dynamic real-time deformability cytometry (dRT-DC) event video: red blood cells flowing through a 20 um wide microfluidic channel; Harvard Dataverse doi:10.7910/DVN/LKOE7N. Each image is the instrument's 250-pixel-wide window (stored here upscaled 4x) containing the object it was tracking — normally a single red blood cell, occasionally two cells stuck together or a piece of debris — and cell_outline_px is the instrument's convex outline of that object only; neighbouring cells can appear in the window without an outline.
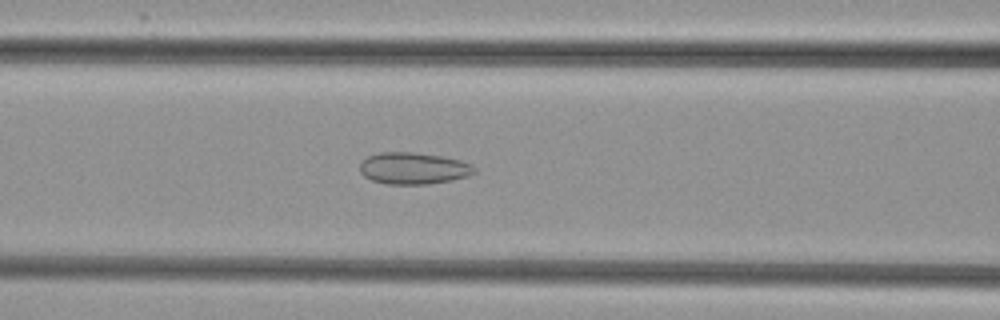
{"species": "common noctule bat (a hibernating species)", "species_latin": "Nyctalus noctula", "temperature_condition": "cold", "stored_images_in_passage": 41, "camera_frame_rate_fps": 3000, "um_per_image_px": 0.085, "animal": {"sex": "female", "body_mass_g": 29.2, "forearm_length_mm": 56.3}, "frame": {"image": 1, "passage_image": 10, "time_ms": 3.0, "image_size_px": [1000, 320], "cell_outline_px": [[476, 172], [468, 176], [452, 180], [428, 184], [388, 184], [372, 180], [364, 176], [360, 172], [360, 164], [368, 156], [380, 152], [412, 152], [444, 156], [460, 160], [472, 164], [476, 168]], "centroid_in_image_um": [35.17, 14.3], "position_along_channel_um": 131.4, "area_um2": 21.27}}
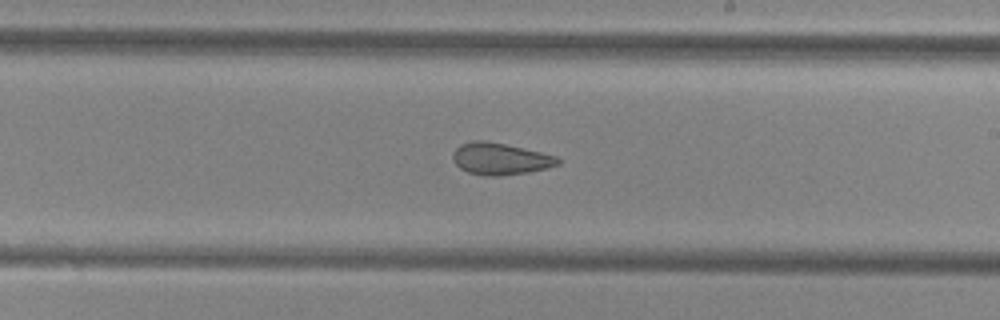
{"frame": {"image": 2, "passage_image": 19, "time_ms": 6.0, "image_size_px": [1000, 320], "cell_outline_px": [[560, 164], [548, 168], [528, 172], [500, 176], [484, 176], [468, 172], [460, 168], [452, 160], [452, 156], [456, 148], [460, 144], [472, 140], [484, 140], [504, 144], [540, 152], [556, 156], [560, 160]], "centroid_in_image_um": [42.5, 13.5], "position_along_channel_um": 246.5, "area_um2": 19.48}}
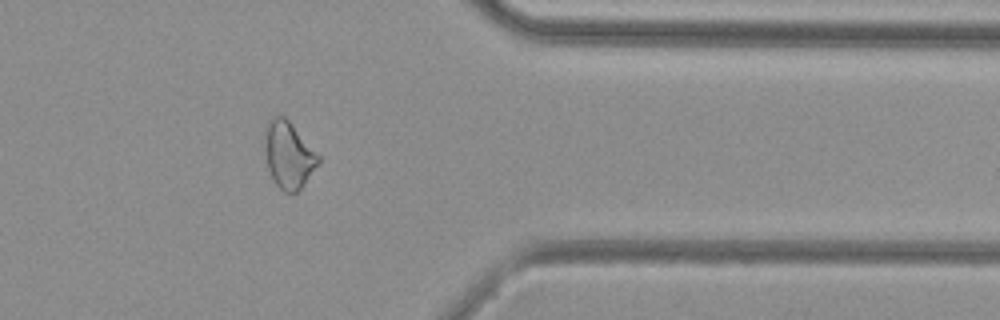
{"frame": {"image": 3, "passage_image": 31, "time_ms": 10.0, "image_size_px": [1000, 320], "cell_outline_px": [[320, 164], [300, 188], [296, 192], [284, 192], [276, 184], [268, 168], [264, 136], [264, 128], [268, 120], [272, 116], [284, 116], [288, 120], [320, 156]], "centroid_in_image_um": [24.53, 13.15], "position_along_channel_um": 386.9, "area_um2": 20.63}, "authors_computed_cell_mechanics": {"area_um2": 20.6924, "velocity_mm_per_s": 3.844, "shape_relaxation_time_tau1_ms": null, "shape_relaxation_time_tau2_ms": 3.1049, "deformation_change_tau1": null, "deformation_change_tau2": 0.0994}}